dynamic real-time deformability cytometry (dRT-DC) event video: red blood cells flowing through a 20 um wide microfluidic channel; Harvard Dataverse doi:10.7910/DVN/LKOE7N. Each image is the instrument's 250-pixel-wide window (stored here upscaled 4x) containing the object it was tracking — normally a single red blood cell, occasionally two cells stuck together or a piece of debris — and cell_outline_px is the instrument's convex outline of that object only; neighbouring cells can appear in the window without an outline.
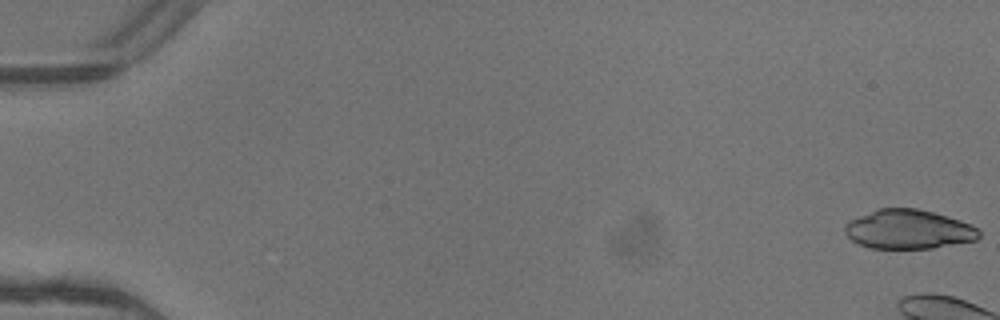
{"species": "common noctule bat (a hibernating species)", "species_latin": "Nyctalus noctula", "temperature_condition": "warm", "stored_images_in_passage": 6, "camera_frame_rate_fps": 3000, "um_per_image_px": 0.085, "animal": {"sex": "female"}, "frame": {"image": 1, "passage_image": 1, "time_ms": 0.0, "image_size_px": [1000, 320], "cell_outline_px": [[980, 236], [976, 240], [932, 248], [868, 248], [852, 240], [844, 232], [844, 224], [860, 216], [880, 208], [916, 208], [948, 216], [960, 220], [976, 228], [980, 232]], "centroid_in_image_um": [77.22, 19.5], "position_along_channel_um": 7.8, "area_um2": 30.35}}